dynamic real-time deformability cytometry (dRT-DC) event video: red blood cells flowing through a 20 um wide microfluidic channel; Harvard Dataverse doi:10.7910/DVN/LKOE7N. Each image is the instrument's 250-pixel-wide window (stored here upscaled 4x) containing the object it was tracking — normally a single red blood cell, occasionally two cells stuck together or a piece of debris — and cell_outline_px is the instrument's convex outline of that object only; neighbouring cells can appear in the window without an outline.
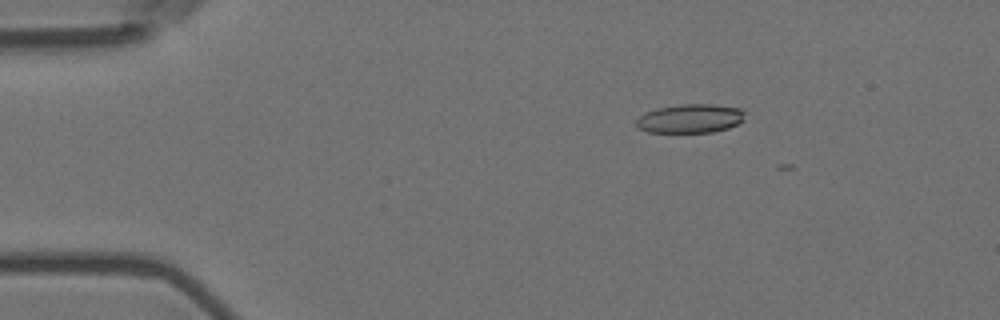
{"species": "Egyptian fruit bat (a non-hibernating species)", "species_latin": "Rousettus aegyptiacus", "temperature_condition": "room temperature", "stored_images_in_passage": 4, "camera_frame_rate_fps": 3000, "um_per_image_px": 0.085, "animal": {"sex": "female"}, "frame": {"image": 1, "passage_image": 3, "time_ms": 0.667, "image_size_px": [1000, 320], "cell_outline_px": [[744, 120], [728, 128], [712, 132], [648, 132], [640, 128], [636, 124], [636, 120], [644, 112], [656, 108], [680, 104], [716, 104], [740, 108], [744, 112]], "centroid_in_image_um": [58.67, 10.06], "position_along_channel_um": 26.3, "area_um2": 18.32}}